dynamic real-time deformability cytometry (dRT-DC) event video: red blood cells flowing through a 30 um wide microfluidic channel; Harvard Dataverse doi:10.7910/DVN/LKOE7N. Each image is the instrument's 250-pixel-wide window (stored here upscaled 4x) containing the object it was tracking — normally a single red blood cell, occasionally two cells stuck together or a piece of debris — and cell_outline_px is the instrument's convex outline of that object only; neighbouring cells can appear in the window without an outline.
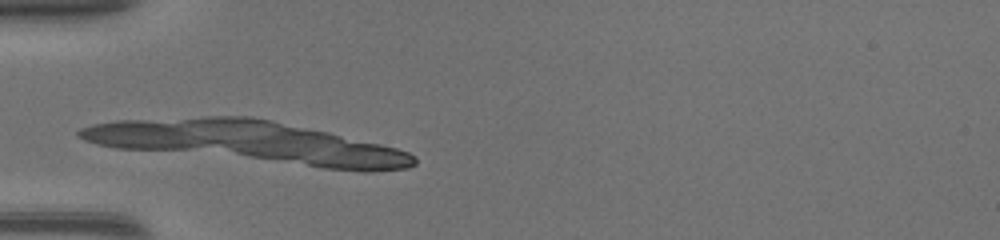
{"species": "common noctule bat (a hibernating species)", "species_latin": "Nyctalus noctula", "temperature_condition": "warm", "stored_images_in_passage": 34, "camera_frame_rate_fps": 3000, "um_per_image_px": 0.085, "animal": {"sex": "female", "body_mass_g": 17.0, "forearm_length_mm": 48.0}, "frame": {"image": 1, "passage_image": 2, "time_ms": 0.333, "image_size_px": [1000, 240], "cell_outline_px": [[412, 164], [396, 168], [340, 168], [316, 164], [348, 144], [368, 144], [388, 148], [404, 152], [412, 156]], "centroid_in_image_um": [31.2, 13.4], "position_along_channel_um": 53.8, "area_um2": 12.2}}
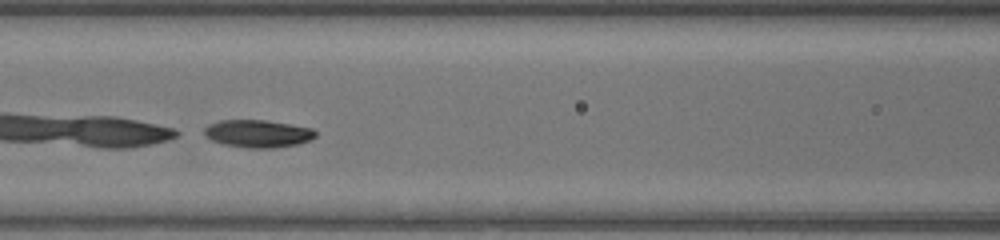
{"frame": {"image": 2, "passage_image": 9, "time_ms": 2.667, "image_size_px": [1000, 240], "cell_outline_px": [[312, 136], [304, 140], [284, 144], [240, 144], [224, 140], [212, 136], [208, 132], [212, 128], [220, 124], [280, 124], [300, 128], [312, 132]], "centroid_in_image_um": [22.07, 11.36], "position_along_channel_um": 144.5, "area_um2": 12.25}}
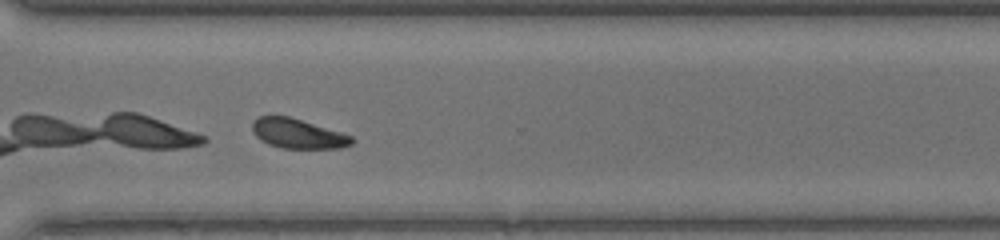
{"frame": {"image": 3, "passage_image": 23, "time_ms": 7.333, "image_size_px": [1000, 240], "cell_outline_px": [[352, 140], [344, 144], [316, 148], [296, 148], [276, 144], [260, 136], [256, 132], [256, 120], [264, 116], [280, 116], [296, 120], [348, 136]], "centroid_in_image_um": [25.27, 11.34], "position_along_channel_um": 345.3, "area_um2": 14.33}}